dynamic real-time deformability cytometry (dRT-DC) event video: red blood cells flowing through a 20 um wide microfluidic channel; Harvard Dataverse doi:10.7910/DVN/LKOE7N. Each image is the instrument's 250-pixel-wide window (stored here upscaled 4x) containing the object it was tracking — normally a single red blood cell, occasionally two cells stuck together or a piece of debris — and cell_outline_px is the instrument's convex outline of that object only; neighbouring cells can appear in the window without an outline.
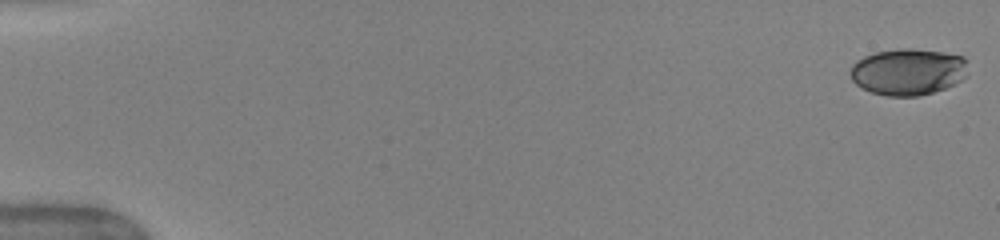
{"species": "human", "species_latin": "Homo sapiens", "temperature_condition": "warm", "stored_images_in_passage": 9, "camera_frame_rate_fps": 3000, "um_per_image_px": 0.085, "donor": {"sex": "female"}, "frame": {"image": 1, "passage_image": 1, "time_ms": 0.0, "image_size_px": [1000, 240], "cell_outline_px": [[968, 76], [944, 88], [920, 96], [888, 96], [872, 92], [856, 84], [852, 80], [852, 64], [856, 60], [864, 56], [876, 52], [900, 48], [912, 48], [944, 52], [964, 56], [968, 60]], "centroid_in_image_um": [77.23, 6.08], "position_along_channel_um": 7.8, "area_um2": 32.08}}